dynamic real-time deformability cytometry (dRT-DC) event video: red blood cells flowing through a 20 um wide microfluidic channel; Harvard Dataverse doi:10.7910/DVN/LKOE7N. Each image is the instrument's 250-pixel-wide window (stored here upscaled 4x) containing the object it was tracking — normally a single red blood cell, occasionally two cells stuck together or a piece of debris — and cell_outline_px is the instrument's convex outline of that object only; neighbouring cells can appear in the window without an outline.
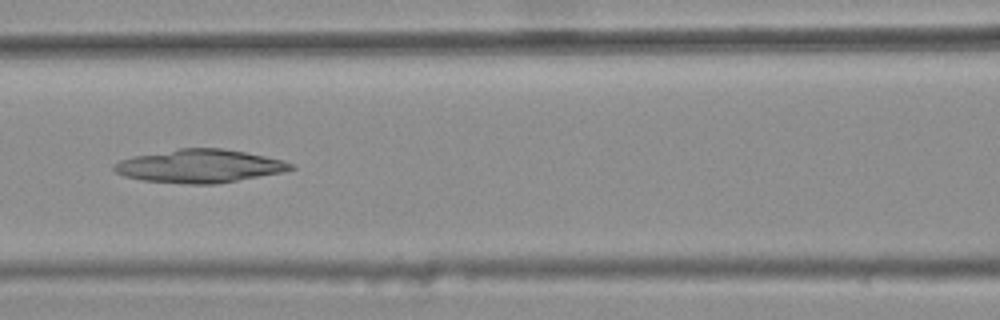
{"species": "common noctule bat (a hibernating species)", "species_latin": "Nyctalus noctula", "temperature_condition": "warm", "stored_images_in_passage": 6, "camera_frame_rate_fps": 3000, "um_per_image_px": 0.085, "animal": {"sex": "female", "body_mass_g": 25.1}, "frame": {"image": 1, "passage_image": 6, "time_ms": 1.667, "image_size_px": [1000, 320], "cell_outline_px": [[296, 168], [284, 172], [216, 184], [188, 184], [144, 180], [124, 176], [116, 172], [112, 168], [120, 160], [132, 156], [180, 148], [220, 148], [244, 152], [284, 160], [296, 164]], "centroid_in_image_um": [17.01, 14.12], "position_along_channel_um": 149.6, "area_um2": 34.16}}